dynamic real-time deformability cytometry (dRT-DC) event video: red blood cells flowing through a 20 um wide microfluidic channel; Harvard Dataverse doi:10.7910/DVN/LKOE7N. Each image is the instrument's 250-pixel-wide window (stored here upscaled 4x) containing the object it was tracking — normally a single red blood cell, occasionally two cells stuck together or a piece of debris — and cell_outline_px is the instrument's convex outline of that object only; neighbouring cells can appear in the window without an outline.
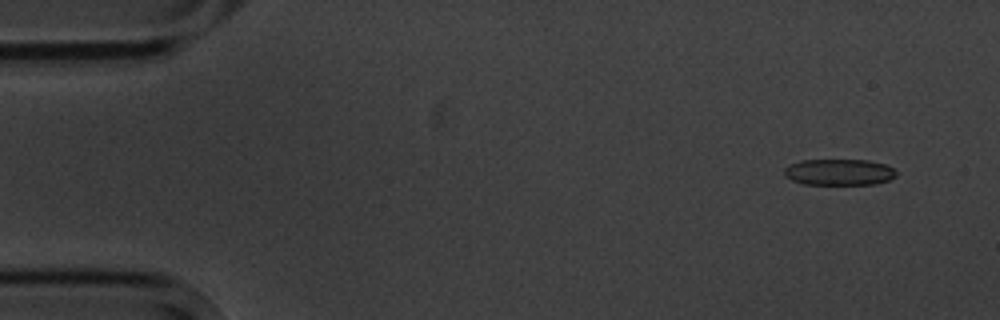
{"species": "common noctule bat (a hibernating species)", "species_latin": "Nyctalus noctula", "temperature_condition": "cold", "stored_images_in_passage": 9, "camera_frame_rate_fps": 3000, "um_per_image_px": 0.085, "animal": {"sex": "male", "body_mass_g": 20.1, "forearm_length_mm": 53.5}, "frame": {"image": 1, "passage_image": 1, "time_ms": 0.0, "image_size_px": [1000, 320], "cell_outline_px": [[896, 176], [888, 180], [876, 184], [804, 184], [792, 180], [784, 176], [784, 168], [800, 160], [868, 160], [884, 164], [892, 168], [896, 172]], "centroid_in_image_um": [71.31, 14.63], "position_along_channel_um": 13.7, "area_um2": 17.05}}
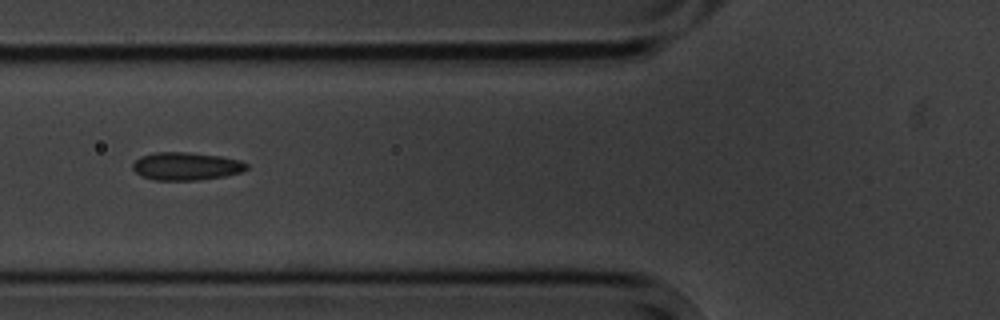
{"frame": {"image": 2, "passage_image": 6, "time_ms": 5.667, "image_size_px": [1000, 320], "cell_outline_px": [[248, 168], [240, 172], [224, 176], [196, 180], [152, 180], [136, 172], [132, 168], [132, 164], [140, 156], [152, 152], [188, 152], [220, 156], [240, 160], [248, 164]], "centroid_in_image_um": [15.81, 14.12], "position_along_channel_um": 110.0, "area_um2": 18.5}}
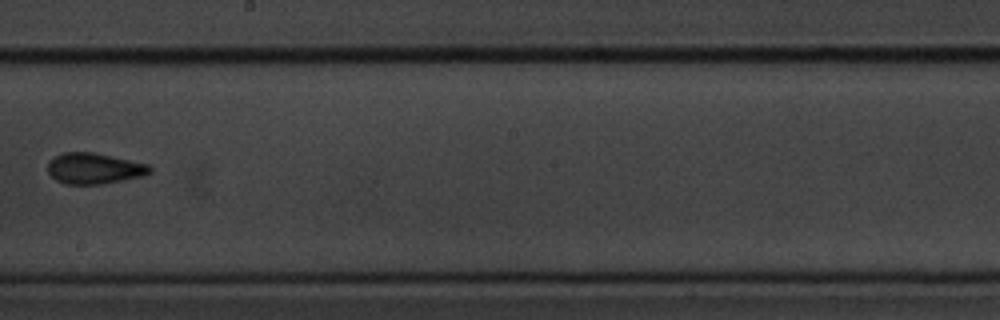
{"frame": {"image": 3, "passage_image": 9, "time_ms": 9.333, "image_size_px": [1000, 320], "cell_outline_px": [[152, 172], [144, 176], [100, 184], [64, 184], [56, 180], [48, 172], [48, 160], [64, 152], [92, 152], [148, 164], [152, 168]], "centroid_in_image_um": [8.0, 14.32], "position_along_channel_um": 240.2, "area_um2": 18.32}}